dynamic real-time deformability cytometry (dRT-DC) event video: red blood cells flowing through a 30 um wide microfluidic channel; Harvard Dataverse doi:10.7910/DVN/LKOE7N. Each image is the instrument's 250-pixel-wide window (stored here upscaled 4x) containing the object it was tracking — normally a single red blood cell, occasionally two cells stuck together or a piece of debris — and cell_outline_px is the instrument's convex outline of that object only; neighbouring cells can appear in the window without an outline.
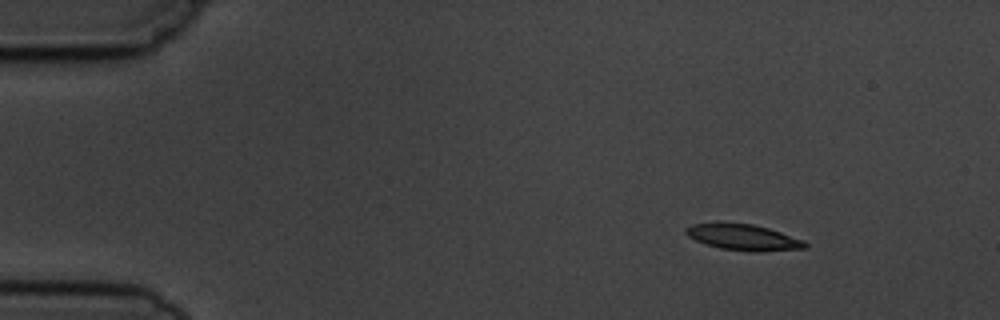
{"species": "common noctule bat (a hibernating species)", "species_latin": "Nyctalus noctula", "temperature_condition": "cold", "stored_images_in_passage": 8, "camera_frame_rate_fps": 3000, "um_per_image_px": 0.085, "animal": {"sex": "male", "body_mass_g": 19.5, "forearm_length_mm": 54.6}, "frame": {"image": 1, "passage_image": 1, "time_ms": 0.0, "image_size_px": [1000, 320], "cell_outline_px": [[808, 248], [760, 252], [752, 252], [720, 248], [704, 244], [688, 236], [684, 232], [684, 228], [692, 224], [716, 220], [752, 224], [768, 228], [804, 240], [808, 244]], "centroid_in_image_um": [63.12, 20.14], "position_along_channel_um": 21.9, "area_um2": 18.73}}
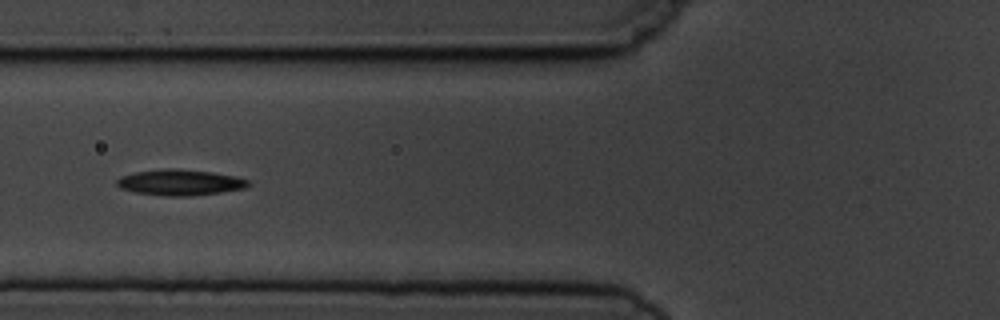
{"frame": {"image": 2, "passage_image": 5, "time_ms": 4.667, "image_size_px": [1000, 320], "cell_outline_px": [[252, 184], [244, 188], [220, 192], [192, 196], [168, 196], [136, 192], [120, 188], [116, 184], [116, 180], [120, 176], [132, 172], [168, 168], [180, 168], [212, 172], [236, 176], [252, 180]], "centroid_in_image_um": [15.33, 15.49], "position_along_channel_um": 110.5, "area_um2": 20.06}}
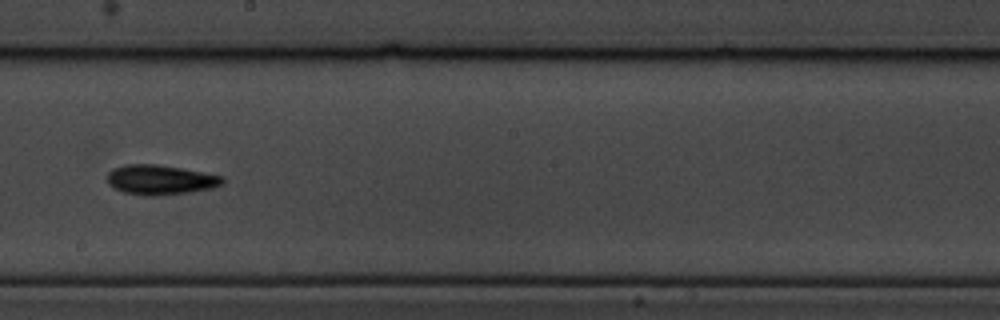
{"frame": {"image": 3, "passage_image": 8, "time_ms": 8.0, "image_size_px": [1000, 320], "cell_outline_px": [[224, 184], [212, 188], [192, 192], [156, 196], [144, 196], [124, 192], [112, 188], [108, 184], [108, 172], [112, 168], [124, 164], [156, 164], [204, 172], [224, 176]], "centroid_in_image_um": [13.63, 15.29], "position_along_channel_um": 234.6, "area_um2": 20.29}}